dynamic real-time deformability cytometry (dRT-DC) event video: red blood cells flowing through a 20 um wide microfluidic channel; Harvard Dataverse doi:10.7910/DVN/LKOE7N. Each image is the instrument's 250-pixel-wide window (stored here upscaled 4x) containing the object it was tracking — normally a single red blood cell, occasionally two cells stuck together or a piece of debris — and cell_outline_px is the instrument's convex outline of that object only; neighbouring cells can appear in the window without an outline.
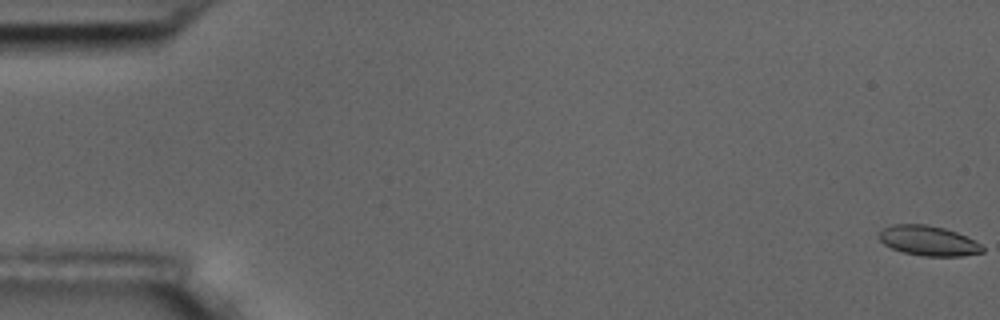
{"species": "common noctule bat (a hibernating species)", "species_latin": "Nyctalus noctula", "temperature_condition": "room temperature", "stored_images_in_passage": 4, "camera_frame_rate_fps": 3000, "um_per_image_px": 0.085, "animal": {"sex": "male", "body_mass_g": 17.5, "forearm_length_mm": 52.3}, "frame": {"image": 1, "passage_image": 1, "time_ms": 0.0, "image_size_px": [1000, 320], "cell_outline_px": [[984, 252], [964, 256], [924, 256], [904, 252], [892, 248], [884, 244], [880, 240], [880, 228], [892, 224], [928, 224], [944, 228], [956, 232], [980, 244], [984, 248]], "centroid_in_image_um": [78.89, 20.45], "position_along_channel_um": 6.1, "area_um2": 17.98}}